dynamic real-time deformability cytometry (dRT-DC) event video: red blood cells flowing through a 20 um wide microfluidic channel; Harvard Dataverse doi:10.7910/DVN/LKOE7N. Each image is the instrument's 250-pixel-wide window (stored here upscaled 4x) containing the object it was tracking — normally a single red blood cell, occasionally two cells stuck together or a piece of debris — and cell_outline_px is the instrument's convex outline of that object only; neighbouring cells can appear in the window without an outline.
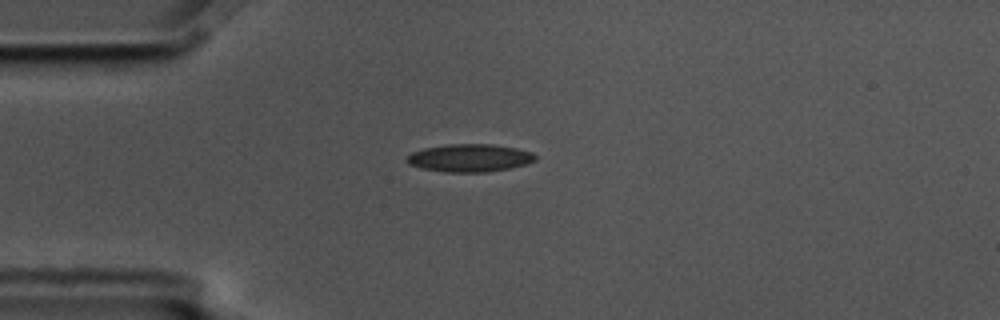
{"species": "common noctule bat (a hibernating species)", "species_latin": "Nyctalus noctula", "temperature_condition": "cold", "stored_images_in_passage": 3, "camera_frame_rate_fps": 3000, "um_per_image_px": 0.085, "animal": {"sex": "male", "body_mass_g": 17.5, "forearm_length_mm": 52.3}, "frame": {"image": 1, "passage_image": 1, "time_ms": 0.0, "image_size_px": [1000, 320], "cell_outline_px": [[536, 160], [512, 168], [484, 172], [448, 172], [424, 168], [408, 164], [408, 156], [412, 152], [424, 148], [448, 144], [492, 144], [516, 148], [532, 152], [536, 156]], "centroid_in_image_um": [39.95, 13.42], "position_along_channel_um": 45.0, "area_um2": 20.58}}
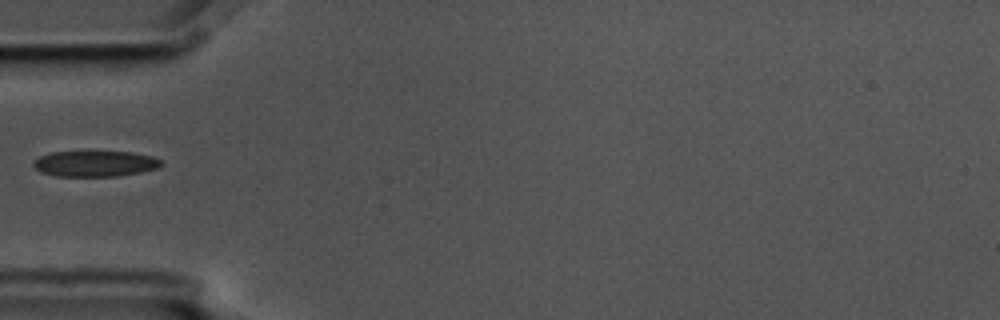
{"frame": {"image": 2, "passage_image": 2, "time_ms": 0.333, "image_size_px": [1000, 320], "cell_outline_px": [[164, 164], [160, 168], [120, 176], [56, 176], [44, 172], [36, 168], [32, 164], [40, 156], [52, 152], [132, 152], [152, 156], [164, 160]], "centroid_in_image_um": [8.18, 13.91], "position_along_channel_um": 76.8, "area_um2": 19.19}}